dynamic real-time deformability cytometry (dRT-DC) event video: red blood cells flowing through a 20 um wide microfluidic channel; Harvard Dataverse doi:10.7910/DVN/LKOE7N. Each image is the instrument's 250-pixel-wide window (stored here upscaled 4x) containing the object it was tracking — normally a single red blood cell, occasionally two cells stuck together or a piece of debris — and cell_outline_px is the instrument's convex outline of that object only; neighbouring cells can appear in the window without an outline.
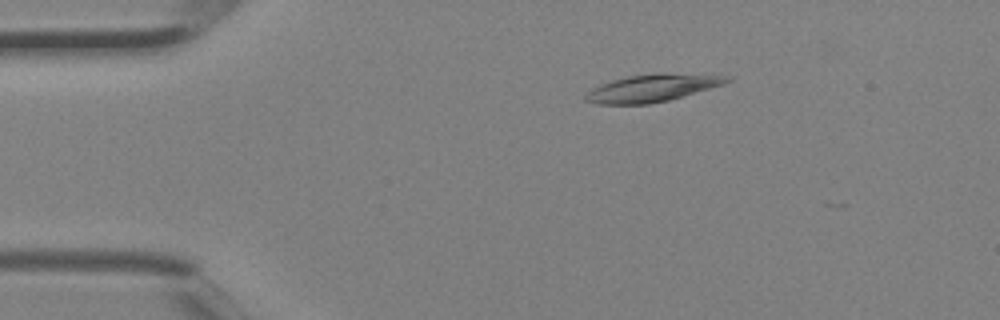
{"species": "Egyptian fruit bat (a non-hibernating species)", "species_latin": "Rousettus aegyptiacus", "temperature_condition": "room temperature", "stored_images_in_passage": 3, "camera_frame_rate_fps": 3000, "um_per_image_px": 0.085, "animal": {"sex": "female"}, "frame": {"image": 1, "passage_image": 2, "time_ms": 0.333, "image_size_px": [1000, 320], "cell_outline_px": [[732, 80], [724, 84], [668, 100], [648, 104], [596, 104], [584, 100], [584, 96], [592, 88], [600, 84], [612, 80], [628, 76], [732, 76]], "centroid_in_image_um": [55.31, 7.55], "position_along_channel_um": 29.7, "area_um2": 21.1}}